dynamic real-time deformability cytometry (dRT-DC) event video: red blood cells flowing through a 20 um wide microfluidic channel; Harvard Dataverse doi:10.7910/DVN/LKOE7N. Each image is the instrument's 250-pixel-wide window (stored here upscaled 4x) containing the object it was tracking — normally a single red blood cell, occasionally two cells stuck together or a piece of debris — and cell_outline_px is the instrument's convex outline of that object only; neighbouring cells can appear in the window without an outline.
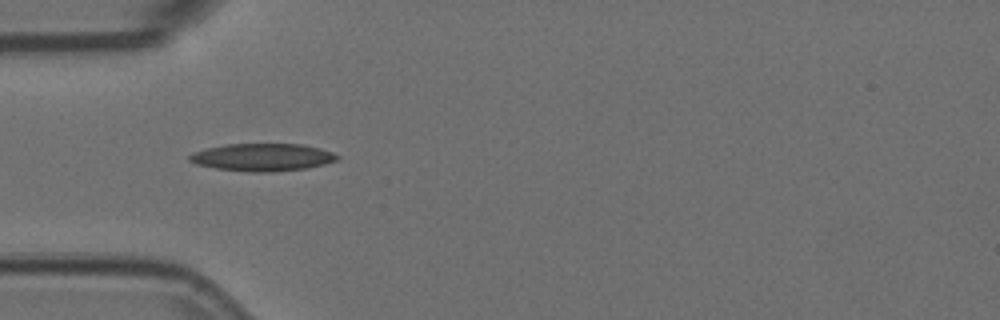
{"species": "Egyptian fruit bat (a non-hibernating species)", "species_latin": "Rousettus aegyptiacus", "temperature_condition": "room temperature", "stored_images_in_passage": 2, "camera_frame_rate_fps": 3000, "um_per_image_px": 0.085, "animal": {"sex": "female"}, "frame": {"image": 1, "passage_image": 1, "time_ms": 0.0, "image_size_px": [1000, 320], "cell_outline_px": [[340, 160], [308, 168], [272, 172], [252, 172], [216, 168], [196, 164], [188, 160], [188, 156], [192, 152], [224, 144], [304, 144], [320, 148], [332, 152], [340, 156]], "centroid_in_image_um": [22.34, 13.36], "position_along_channel_um": 62.7, "area_um2": 23.87}}
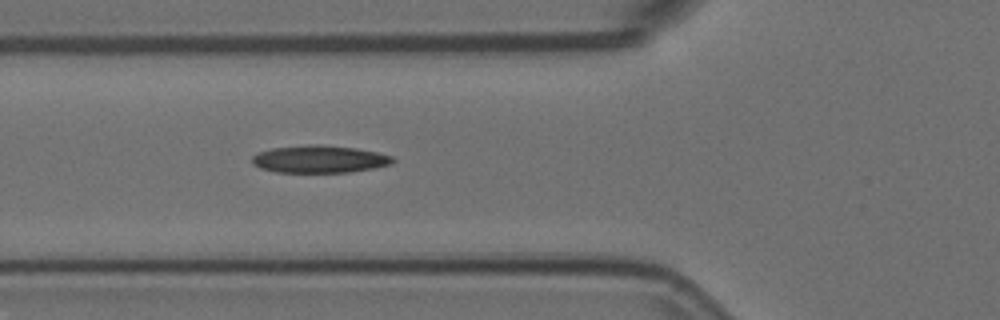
{"frame": {"image": 2, "passage_image": 2, "time_ms": 0.333, "image_size_px": [1000, 320], "cell_outline_px": [[396, 160], [392, 164], [372, 168], [348, 172], [276, 172], [260, 168], [252, 164], [252, 156], [256, 152], [272, 148], [308, 144], [320, 144], [356, 148], [376, 152], [392, 156]], "centroid_in_image_um": [27.12, 13.52], "position_along_channel_um": 98.7, "area_um2": 22.6}}